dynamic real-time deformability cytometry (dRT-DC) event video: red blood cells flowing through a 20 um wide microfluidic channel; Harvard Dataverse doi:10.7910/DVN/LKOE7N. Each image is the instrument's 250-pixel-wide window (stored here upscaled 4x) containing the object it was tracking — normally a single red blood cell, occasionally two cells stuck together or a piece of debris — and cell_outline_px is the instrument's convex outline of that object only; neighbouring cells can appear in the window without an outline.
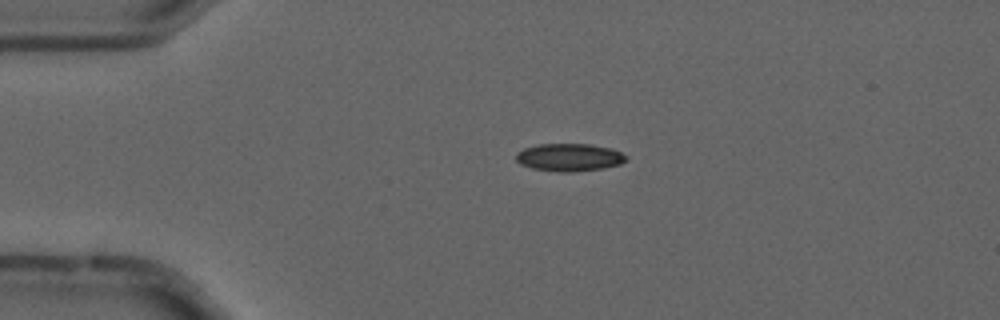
{"species": "common noctule bat (a hibernating species)", "species_latin": "Nyctalus noctula", "temperature_condition": "cold", "stored_images_in_passage": 2, "camera_frame_rate_fps": 3000, "um_per_image_px": 0.085, "animal": {"sex": "male", "forearm_length_mm": 52.5}, "frame": {"image": 1, "passage_image": 1, "time_ms": 0.0, "image_size_px": [1000, 320], "cell_outline_px": [[628, 160], [620, 164], [600, 168], [572, 172], [560, 172], [532, 168], [520, 164], [516, 160], [516, 152], [524, 148], [536, 144], [588, 144], [612, 148], [628, 156]], "centroid_in_image_um": [48.38, 13.36], "position_along_channel_um": 36.6, "area_um2": 17.8}}